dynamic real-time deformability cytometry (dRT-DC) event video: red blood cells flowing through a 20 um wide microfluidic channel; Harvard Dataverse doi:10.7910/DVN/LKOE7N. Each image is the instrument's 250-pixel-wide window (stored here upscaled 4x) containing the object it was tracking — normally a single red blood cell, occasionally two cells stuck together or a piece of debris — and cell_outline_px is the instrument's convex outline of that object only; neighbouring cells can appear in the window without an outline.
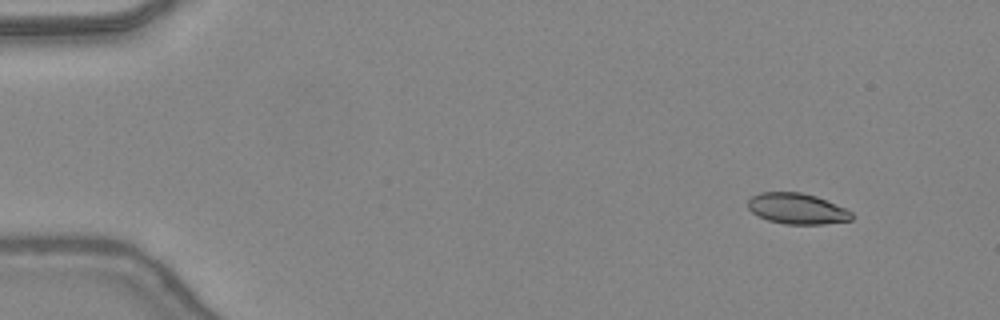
{"species": "common noctule bat (a hibernating species)", "species_latin": "Nyctalus noctula", "temperature_condition": "warm", "stored_images_in_passage": 46, "camera_frame_rate_fps": 3000, "um_per_image_px": 0.085, "animal": {"sex": "female", "body_mass_g": 24.6, "forearm_length_mm": 56.2}, "frame": {"image": 1, "passage_image": 4, "time_ms": 1.0, "image_size_px": [1000, 320], "cell_outline_px": [[852, 220], [824, 224], [784, 224], [768, 220], [752, 212], [748, 208], [748, 200], [752, 196], [760, 192], [800, 192], [816, 196], [844, 208], [852, 212]], "centroid_in_image_um": [67.74, 17.73], "position_along_channel_um": 17.3, "area_um2": 18.5}}
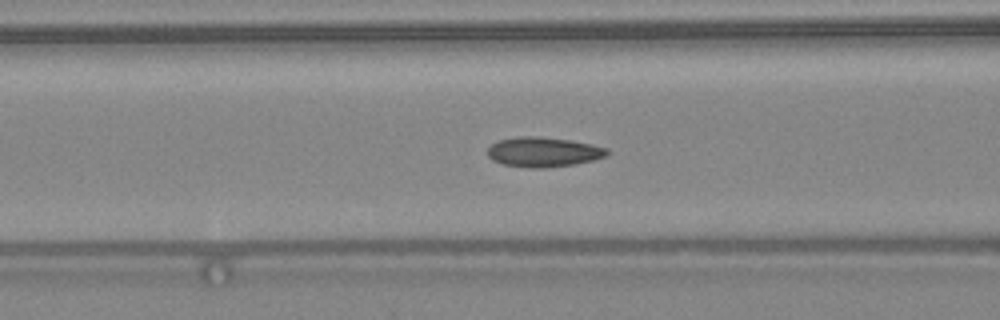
{"frame": {"image": 2, "passage_image": 19, "time_ms": 6.0, "image_size_px": [1000, 320], "cell_outline_px": [[608, 156], [576, 164], [544, 168], [532, 168], [504, 164], [492, 160], [488, 156], [488, 148], [492, 144], [500, 140], [520, 136], [536, 136], [568, 140], [592, 144], [608, 148]], "centroid_in_image_um": [46.21, 12.92], "position_along_channel_um": 120.4, "area_um2": 20.63}}
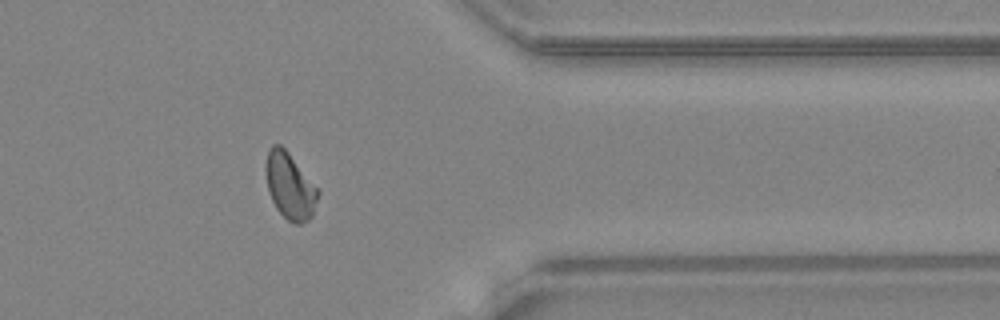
{"frame": {"image": 3, "passage_image": 38, "time_ms": 12.333, "image_size_px": [1000, 320], "cell_outline_px": [[320, 192], [312, 216], [308, 220], [300, 224], [292, 224], [276, 208], [268, 192], [264, 168], [268, 148], [272, 144], [280, 144], [288, 152], [320, 188]], "centroid_in_image_um": [24.64, 15.79], "position_along_channel_um": 386.8, "area_um2": 20.63}, "authors_computed_cell_mechanics": {"area_um2": 19.7387, "velocity_mm_per_s": 4.4155, "shape_relaxation_time_tau1_ms": 10.8899, "shape_relaxation_time_tau2_ms": 2.0402, "deformation_change_tau1": 0.2359, "deformation_change_tau2": 0.0796}}